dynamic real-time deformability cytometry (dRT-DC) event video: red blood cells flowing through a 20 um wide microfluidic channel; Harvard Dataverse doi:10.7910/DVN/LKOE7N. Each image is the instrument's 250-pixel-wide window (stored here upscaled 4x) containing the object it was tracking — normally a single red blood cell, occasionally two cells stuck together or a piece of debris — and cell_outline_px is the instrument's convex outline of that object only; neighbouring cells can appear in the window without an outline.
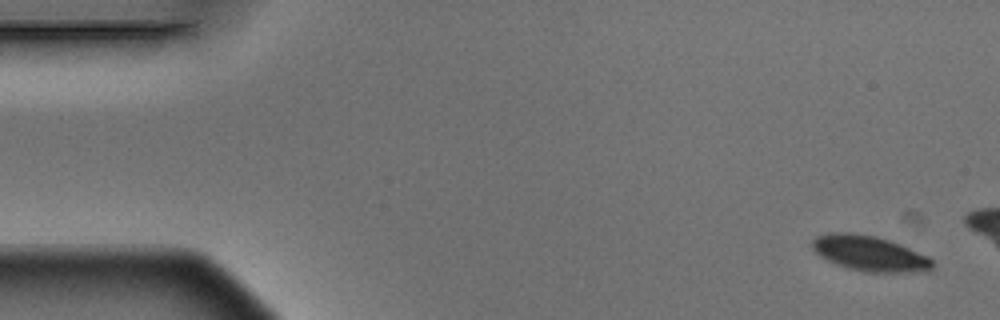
{"species": "Egyptian fruit bat (a non-hibernating species)", "species_latin": "Rousettus aegyptiacus", "temperature_condition": "warm", "stored_images_in_passage": 4, "camera_frame_rate_fps": 3000, "um_per_image_px": 0.085, "animal": {"sex": "male"}, "frame": {"image": 1, "passage_image": 1, "time_ms": 0.0, "image_size_px": [1000, 320], "cell_outline_px": [[932, 268], [928, 272], [864, 272], [848, 268], [828, 260], [820, 256], [812, 248], [812, 240], [816, 236], [832, 232], [852, 232], [876, 236], [900, 244], [928, 256], [932, 260]], "centroid_in_image_um": [73.92, 21.54], "position_along_channel_um": 11.1, "area_um2": 24.74}}